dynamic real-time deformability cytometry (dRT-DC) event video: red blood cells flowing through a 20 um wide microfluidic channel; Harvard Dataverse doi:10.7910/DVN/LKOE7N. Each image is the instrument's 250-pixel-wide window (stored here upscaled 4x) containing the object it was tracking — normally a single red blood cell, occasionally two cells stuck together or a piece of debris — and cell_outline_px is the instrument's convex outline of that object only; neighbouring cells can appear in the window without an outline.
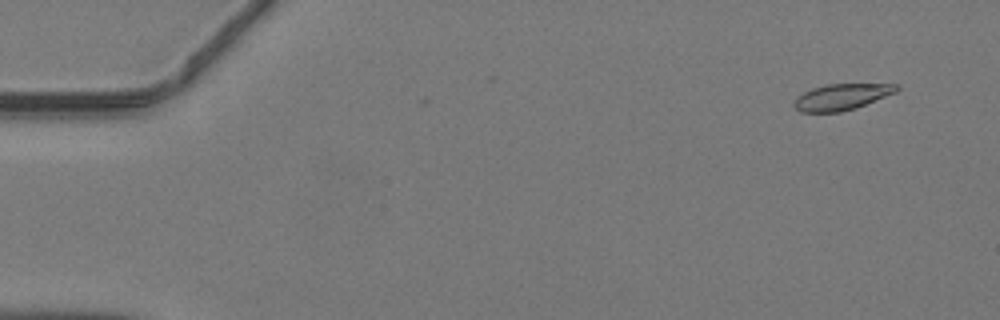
{"species": "common noctule bat (a hibernating species)", "species_latin": "Nyctalus noctula", "temperature_condition": "warm", "stored_images_in_passage": 4, "camera_frame_rate_fps": 3000, "um_per_image_px": 0.085, "animal": {"sex": "male", "body_mass_g": 19.2, "forearm_length_mm": 51.8}, "frame": {"image": 1, "passage_image": 4, "time_ms": 1.0, "image_size_px": [1000, 320], "cell_outline_px": [[900, 88], [896, 92], [856, 108], [840, 112], [800, 112], [792, 104], [796, 96], [812, 88], [828, 84], [900, 84]], "centroid_in_image_um": [71.53, 8.23], "position_along_channel_um": 13.5, "area_um2": 15.66}}